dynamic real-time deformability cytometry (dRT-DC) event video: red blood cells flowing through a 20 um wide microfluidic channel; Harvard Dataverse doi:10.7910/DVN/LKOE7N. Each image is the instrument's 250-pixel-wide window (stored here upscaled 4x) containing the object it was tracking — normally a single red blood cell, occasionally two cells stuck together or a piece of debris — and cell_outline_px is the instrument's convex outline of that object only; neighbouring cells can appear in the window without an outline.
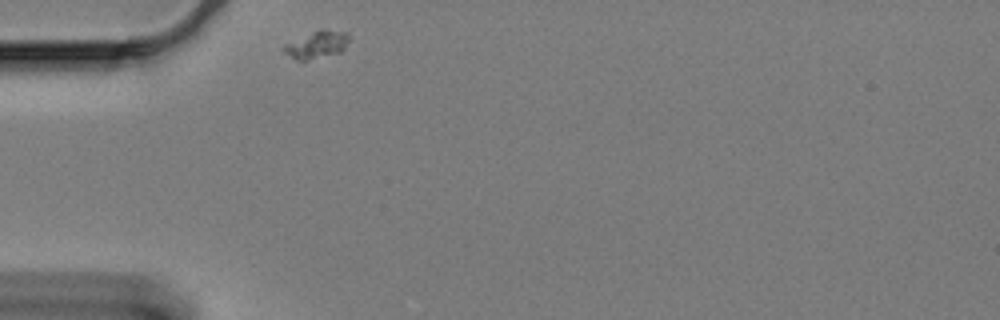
{"species": "Egyptian fruit bat (a non-hibernating species)", "species_latin": "Rousettus aegyptiacus", "temperature_condition": "cold", "stored_images_in_passage": 38, "camera_frame_rate_fps": 3000, "um_per_image_px": 0.085, "animal": {"sex": "female"}, "frame": {"image": 1, "passage_image": 1, "time_ms": 0.0, "image_size_px": [1000, 320], "cell_outline_px": [[348, 40], [344, 48], [340, 52], [308, 60], [296, 60], [284, 52], [280, 48], [284, 44], [320, 28], [324, 28], [348, 32]], "centroid_in_image_um": [26.9, 3.77], "position_along_channel_um": 58.1, "area_um2": 10.46}}
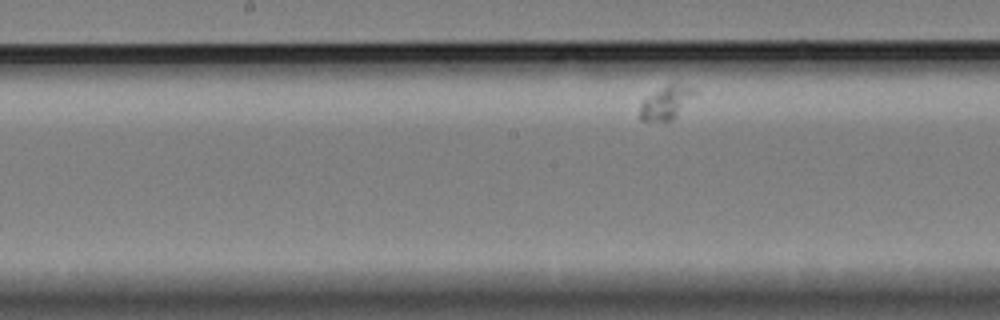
{"frame": {"image": 2, "passage_image": 17, "time_ms": 5.333, "image_size_px": [1000, 320], "cell_outline_px": [[696, 92], [676, 116], [672, 120], [640, 120], [640, 104], [644, 100], [668, 84], [680, 84], [696, 88]], "centroid_in_image_um": [56.63, 8.72], "position_along_channel_um": 191.6, "area_um2": 10.06}}